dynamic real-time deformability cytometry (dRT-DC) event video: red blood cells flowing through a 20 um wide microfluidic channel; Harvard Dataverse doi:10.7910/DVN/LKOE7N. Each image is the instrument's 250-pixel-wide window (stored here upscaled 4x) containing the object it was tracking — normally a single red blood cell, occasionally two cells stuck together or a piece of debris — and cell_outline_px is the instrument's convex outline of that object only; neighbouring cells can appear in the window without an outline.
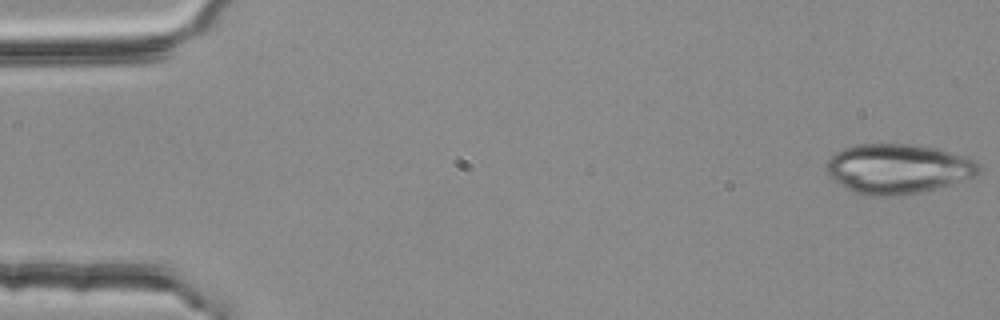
{"species": "common noctule bat (a hibernating species)", "species_latin": "Nyctalus noctula", "temperature_condition": "room temperature", "stored_images_in_passage": 54, "camera_frame_rate_fps": 3000, "um_per_image_px": 0.085, "animal": {"sex": "female", "body_mass_g": 25.1}, "frame": {"image": 1, "passage_image": 1, "time_ms": 0.0, "image_size_px": [1000, 320], "cell_outline_px": [[980, 172], [976, 176], [936, 188], [920, 192], [896, 196], [868, 196], [852, 192], [828, 176], [824, 168], [828, 160], [836, 152], [844, 148], [856, 144], [912, 144], [936, 148], [968, 156], [980, 164]], "centroid_in_image_um": [76.31, 14.34], "position_along_channel_um": 8.7, "area_um2": 44.51}}
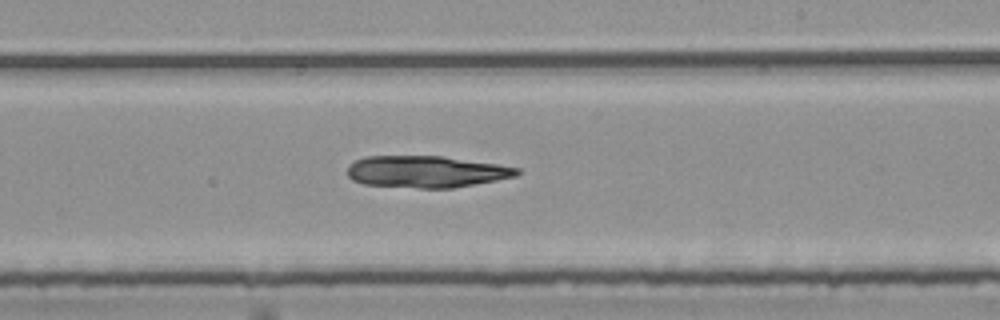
{"frame": {"image": 2, "passage_image": 32, "time_ms": 10.333, "image_size_px": [1000, 320], "cell_outline_px": [[520, 172], [516, 176], [496, 180], [452, 188], [420, 188], [364, 184], [352, 180], [348, 176], [348, 168], [356, 160], [368, 156], [444, 156], [496, 164], [520, 168]], "centroid_in_image_um": [36.24, 14.59], "position_along_channel_um": 252.8, "area_um2": 31.15}}
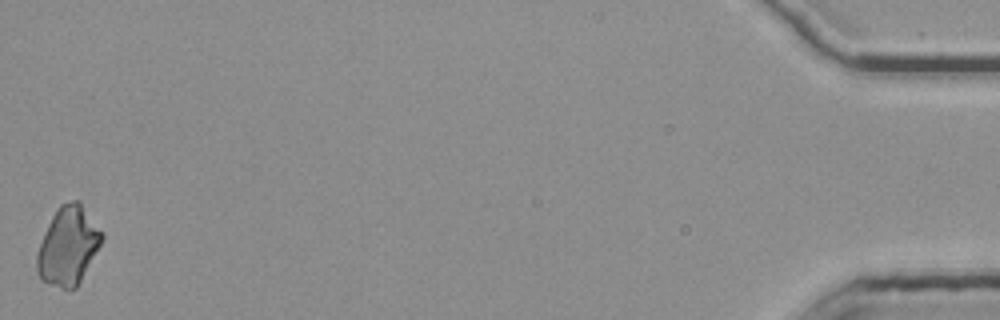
{"frame": {"image": 3, "passage_image": 54, "time_ms": 17.667, "image_size_px": [1000, 320], "cell_outline_px": [[104, 236], [100, 244], [76, 288], [68, 292], [48, 284], [40, 280], [36, 272], [36, 256], [44, 232], [56, 208], [60, 204], [72, 200], [80, 200], [104, 232]], "centroid_in_image_um": [5.78, 20.9], "position_along_channel_um": 429.4, "area_um2": 30.06}}